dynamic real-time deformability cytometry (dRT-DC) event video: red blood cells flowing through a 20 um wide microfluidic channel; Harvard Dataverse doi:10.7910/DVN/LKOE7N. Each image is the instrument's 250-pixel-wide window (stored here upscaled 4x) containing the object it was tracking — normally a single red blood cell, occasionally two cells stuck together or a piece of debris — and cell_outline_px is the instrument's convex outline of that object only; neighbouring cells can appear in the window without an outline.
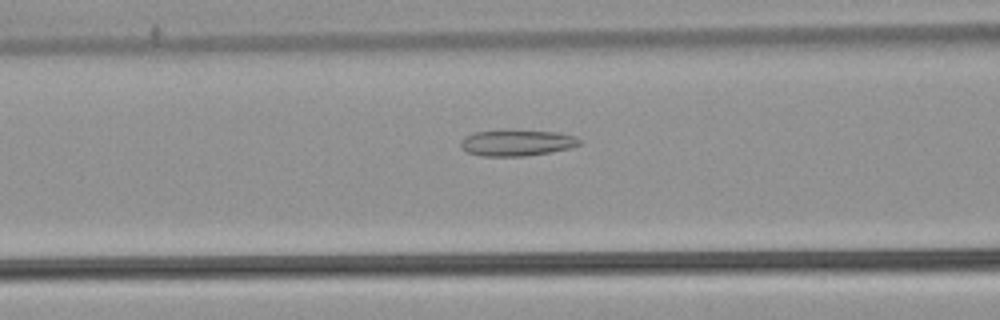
{"species": "common noctule bat (a hibernating species)", "species_latin": "Nyctalus noctula", "temperature_condition": "warm", "stored_images_in_passage": 49, "camera_frame_rate_fps": 3000, "um_per_image_px": 0.085, "animal": {"sex": "male", "body_mass_g": 21.5, "forearm_length_mm": 52.0}, "frame": {"image": 1, "passage_image": 17, "time_ms": 5.333, "image_size_px": [1000, 320], "cell_outline_px": [[580, 144], [572, 148], [524, 156], [484, 156], [468, 152], [460, 148], [460, 140], [464, 136], [472, 132], [512, 128], [556, 132], [576, 136], [580, 140]], "centroid_in_image_um": [43.89, 12.1], "position_along_channel_um": 122.7, "area_um2": 18.73}}
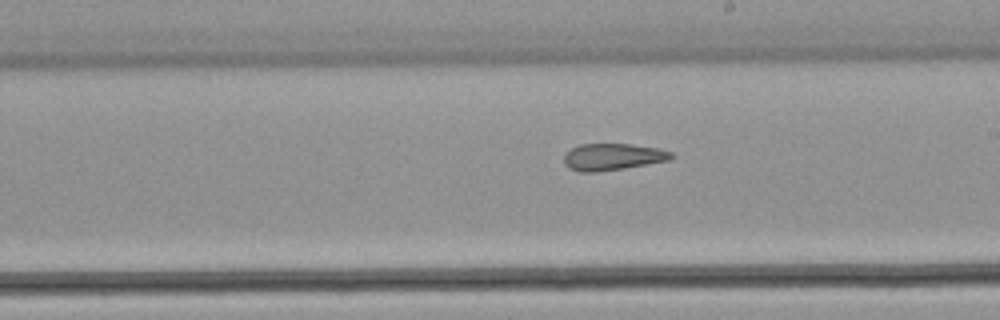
{"frame": {"image": 2, "passage_image": 26, "time_ms": 8.333, "image_size_px": [1000, 320], "cell_outline_px": [[676, 156], [668, 160], [624, 168], [596, 172], [580, 172], [568, 168], [564, 164], [564, 156], [572, 148], [580, 144], [632, 144], [660, 148], [672, 152]], "centroid_in_image_um": [52.09, 13.33], "position_along_channel_um": 236.9, "area_um2": 16.76}}
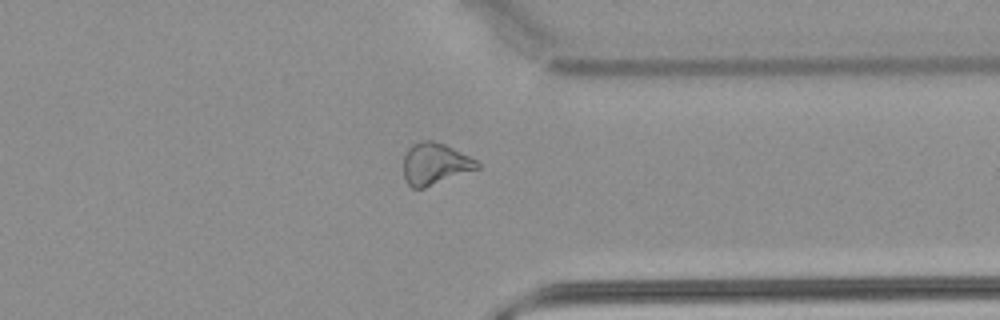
{"frame": {"image": 3, "passage_image": 37, "time_ms": 12.0, "image_size_px": [1000, 320], "cell_outline_px": [[480, 168], [424, 188], [412, 188], [408, 184], [404, 176], [404, 156], [408, 148], [412, 144], [420, 140], [432, 140], [444, 144], [476, 160], [480, 164]], "centroid_in_image_um": [36.95, 13.92], "position_along_channel_um": 374.4, "area_um2": 17.8}, "authors_computed_cell_mechanics": {"area_um2": 19.3052, "velocity_mm_per_s": 3.8226, "shape_relaxation_time_tau1_ms": null, "shape_relaxation_time_tau2_ms": 3.658, "deformation_change_tau1": null, "deformation_change_tau2": 0.1287}}